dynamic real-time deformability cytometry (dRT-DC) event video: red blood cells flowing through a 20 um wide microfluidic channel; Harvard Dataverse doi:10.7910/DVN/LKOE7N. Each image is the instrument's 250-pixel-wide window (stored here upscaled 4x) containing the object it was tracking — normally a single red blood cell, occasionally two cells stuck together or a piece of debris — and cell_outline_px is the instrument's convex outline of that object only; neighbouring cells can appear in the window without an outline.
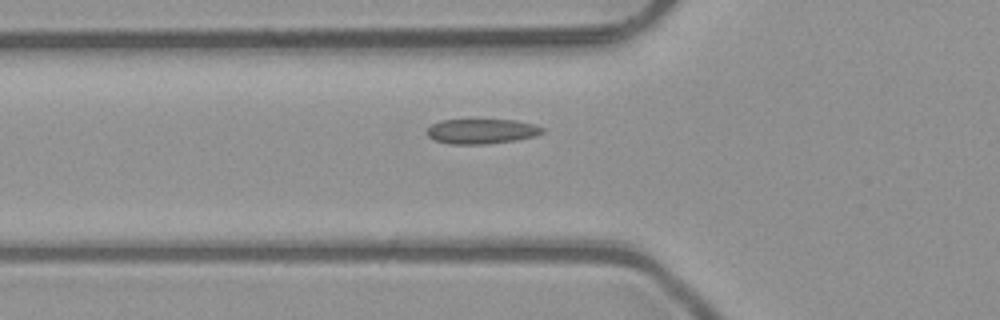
{"species": "common noctule bat (a hibernating species)", "species_latin": "Nyctalus noctula", "temperature_condition": "room temperature", "stored_images_in_passage": 6, "camera_frame_rate_fps": 3000, "um_per_image_px": 0.085, "animal": {"sex": "male", "body_mass_g": 23.1, "forearm_length_mm": 52.7}, "frame": {"image": 1, "passage_image": 6, "time_ms": 1.667, "image_size_px": [1000, 320], "cell_outline_px": [[544, 132], [536, 136], [516, 140], [484, 144], [448, 144], [436, 140], [428, 136], [428, 128], [432, 124], [440, 120], [516, 120], [536, 124], [544, 128]], "centroid_in_image_um": [40.98, 11.16], "position_along_channel_um": 84.8, "area_um2": 16.76}}